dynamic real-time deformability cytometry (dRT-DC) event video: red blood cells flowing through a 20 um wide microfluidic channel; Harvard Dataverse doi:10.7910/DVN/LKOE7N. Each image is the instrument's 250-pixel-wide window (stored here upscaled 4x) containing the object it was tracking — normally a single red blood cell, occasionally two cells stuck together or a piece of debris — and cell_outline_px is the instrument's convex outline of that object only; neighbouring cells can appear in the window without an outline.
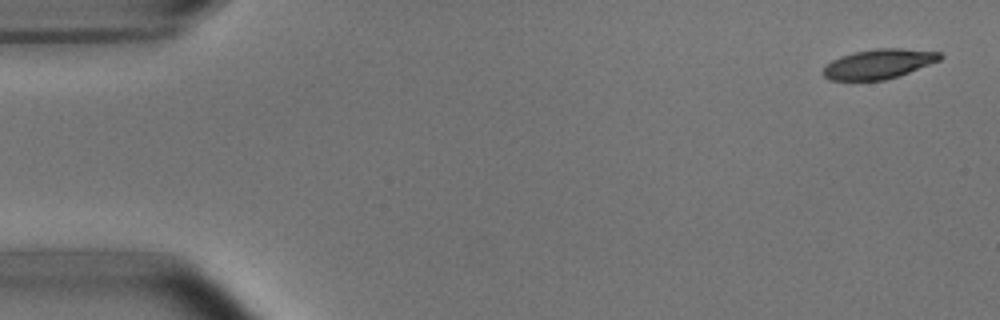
{"species": "common noctule bat (a hibernating species)", "species_latin": "Nyctalus noctula", "temperature_condition": "room temperature", "stored_images_in_passage": 9, "camera_frame_rate_fps": 3000, "um_per_image_px": 0.085, "animal": {"sex": "male", "body_mass_g": 15.6}, "frame": {"image": 1, "passage_image": 1, "time_ms": 0.0, "image_size_px": [1000, 320], "cell_outline_px": [[944, 56], [940, 60], [900, 76], [884, 80], [828, 80], [824, 76], [824, 68], [832, 60], [840, 56], [852, 52], [876, 48], [900, 48], [940, 52]], "centroid_in_image_um": [74.71, 5.43], "position_along_channel_um": 10.3, "area_um2": 20.23}}
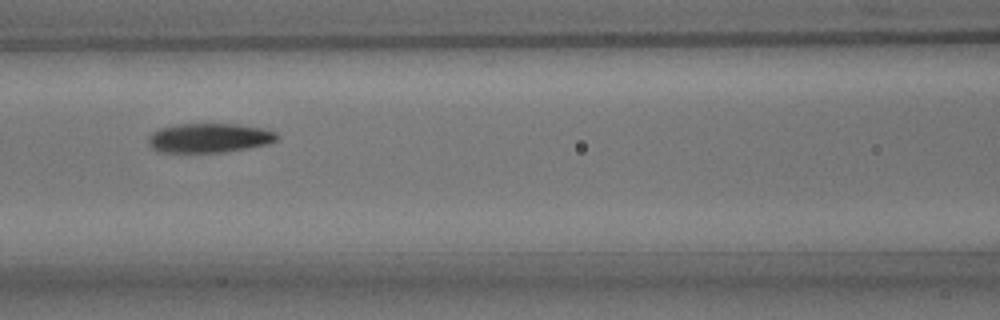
{"frame": {"image": 2, "passage_image": 7, "time_ms": 7.0, "image_size_px": [1000, 320], "cell_outline_px": [[280, 140], [268, 144], [248, 148], [224, 152], [160, 152], [152, 148], [148, 144], [148, 136], [152, 132], [160, 128], [176, 124], [236, 124], [264, 128], [276, 132], [280, 136]], "centroid_in_image_um": [17.82, 11.72], "position_along_channel_um": 148.8, "area_um2": 22.25}}
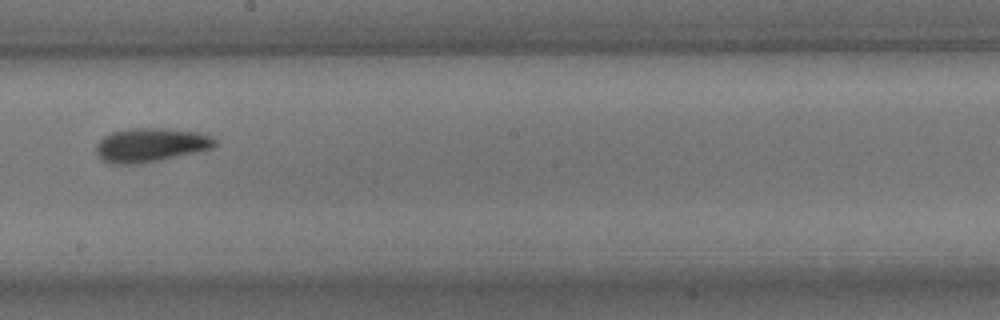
{"frame": {"image": 3, "passage_image": 9, "time_ms": 9.333, "image_size_px": [1000, 320], "cell_outline_px": [[216, 144], [212, 148], [196, 152], [160, 160], [136, 164], [112, 164], [104, 160], [96, 152], [96, 144], [104, 136], [112, 132], [128, 128], [168, 128], [200, 132], [212, 136], [216, 140]], "centroid_in_image_um": [12.82, 12.31], "position_along_channel_um": 235.4, "area_um2": 23.52}}